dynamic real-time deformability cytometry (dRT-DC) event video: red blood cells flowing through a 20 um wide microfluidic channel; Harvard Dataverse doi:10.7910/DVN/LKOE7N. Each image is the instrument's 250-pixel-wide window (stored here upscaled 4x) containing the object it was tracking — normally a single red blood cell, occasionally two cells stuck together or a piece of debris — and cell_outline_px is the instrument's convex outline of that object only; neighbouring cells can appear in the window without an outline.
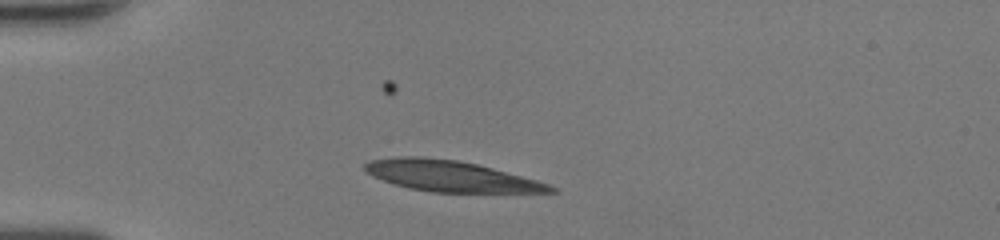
{"species": "human", "species_latin": "Homo sapiens", "temperature_condition": "room temperature", "stored_images_in_passage": 31, "camera_frame_rate_fps": 3000, "um_per_image_px": 0.085, "donor": {"sex": "female"}, "frame": {"image": 1, "passage_image": 1, "time_ms": 0.0, "image_size_px": [1000, 240], "cell_outline_px": [[556, 192], [432, 192], [408, 188], [372, 176], [364, 172], [364, 164], [368, 160], [396, 156], [420, 156], [456, 160], [476, 164], [492, 168], [536, 180], [548, 184], [556, 188]], "centroid_in_image_um": [38.22, 14.96], "position_along_channel_um": 46.8, "area_um2": 33.12}}
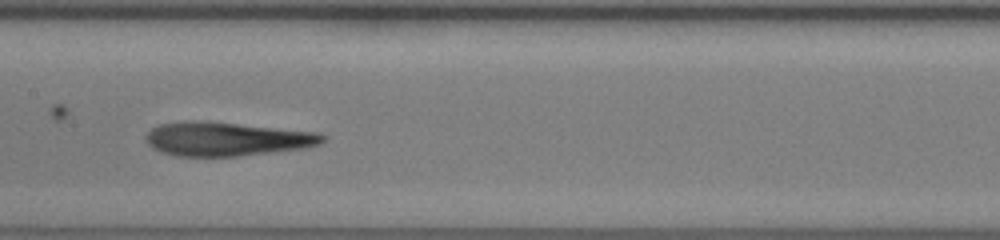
{"frame": {"image": 2, "passage_image": 13, "time_ms": 4.0, "image_size_px": [1000, 240], "cell_outline_px": [[328, 140], [320, 144], [304, 148], [240, 156], [176, 156], [152, 148], [144, 140], [144, 136], [152, 128], [160, 124], [184, 120], [208, 120], [316, 132], [328, 136]], "centroid_in_image_um": [19.27, 11.79], "position_along_channel_um": 188.1, "area_um2": 35.37}}
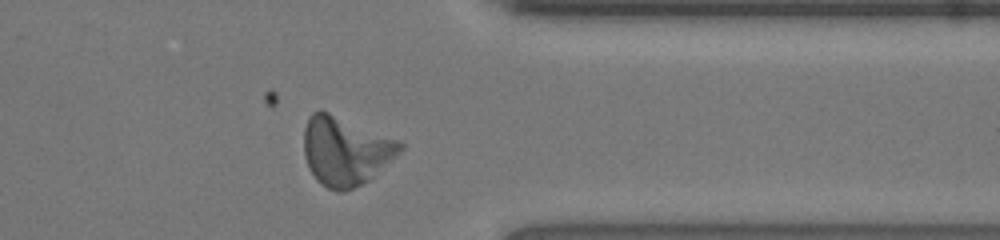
{"frame": {"image": 3, "passage_image": 27, "time_ms": 8.667, "image_size_px": [1000, 240], "cell_outline_px": [[404, 148], [400, 152], [368, 180], [344, 192], [340, 192], [328, 188], [320, 184], [316, 180], [308, 168], [304, 156], [304, 128], [308, 116], [312, 112], [320, 108], [396, 140], [404, 144]], "centroid_in_image_um": [29.3, 12.82], "position_along_channel_um": 382.1, "area_um2": 38.26}, "authors_computed_cell_mechanics": {"area_um2": 34.969, "velocity_mm_per_s": 4.2772, "shape_relaxation_time_tau1_ms": 7.5387, "shape_relaxation_time_tau2_ms": 2.5048, "deformation_change_tau1": 0.2556, "deformation_change_tau2": 0.1397}}